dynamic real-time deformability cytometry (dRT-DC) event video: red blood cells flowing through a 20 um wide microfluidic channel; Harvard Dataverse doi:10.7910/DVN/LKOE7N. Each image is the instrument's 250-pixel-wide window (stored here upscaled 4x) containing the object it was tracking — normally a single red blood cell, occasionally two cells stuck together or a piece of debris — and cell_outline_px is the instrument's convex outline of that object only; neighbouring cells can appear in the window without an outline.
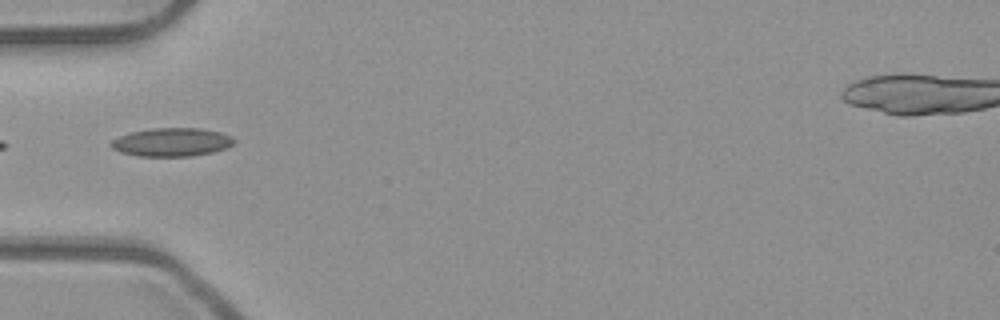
{"species": "common noctule bat (a hibernating species)", "species_latin": "Nyctalus noctula", "temperature_condition": "room temperature", "stored_images_in_passage": 13, "camera_frame_rate_fps": 3000, "um_per_image_px": 0.085, "animal": {"sex": "male", "body_mass_g": 23.1, "forearm_length_mm": 52.7}, "frame": {"image": 1, "passage_image": 1, "time_ms": 0.0, "image_size_px": [1000, 320], "cell_outline_px": [[236, 140], [228, 148], [212, 152], [192, 156], [136, 156], [120, 152], [112, 148], [108, 144], [112, 140], [120, 136], [132, 132], [152, 128], [200, 128], [220, 132], [232, 136]], "centroid_in_image_um": [14.6, 12.08], "position_along_channel_um": 70.4, "area_um2": 20.46}}
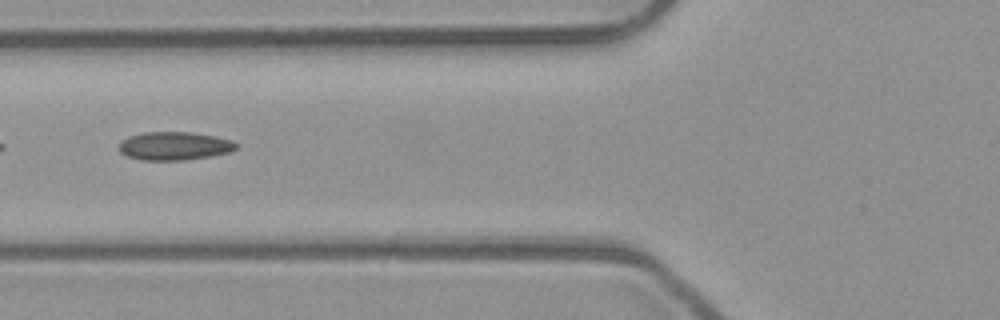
{"frame": {"image": 2, "passage_image": 4, "time_ms": 1.0, "image_size_px": [1000, 320], "cell_outline_px": [[240, 144], [236, 148], [228, 152], [208, 156], [184, 160], [144, 160], [128, 156], [120, 152], [120, 144], [128, 136], [144, 132], [192, 132], [216, 136], [232, 140]], "centroid_in_image_um": [14.85, 12.39], "position_along_channel_um": 110.9, "area_um2": 19.19}}
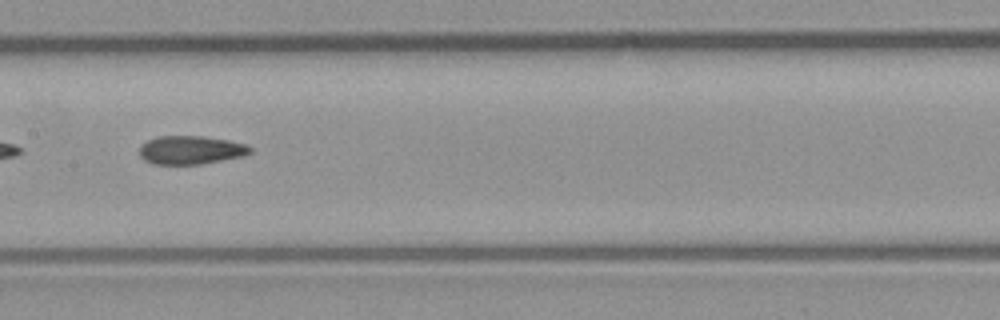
{"frame": {"image": 3, "passage_image": 10, "time_ms": 3.0, "image_size_px": [1000, 320], "cell_outline_px": [[252, 152], [244, 156], [200, 164], [152, 164], [144, 160], [140, 156], [140, 148], [148, 140], [160, 136], [204, 136], [228, 140], [244, 144], [252, 148]], "centroid_in_image_um": [16.23, 12.75], "position_along_channel_um": 191.2, "area_um2": 18.26}}